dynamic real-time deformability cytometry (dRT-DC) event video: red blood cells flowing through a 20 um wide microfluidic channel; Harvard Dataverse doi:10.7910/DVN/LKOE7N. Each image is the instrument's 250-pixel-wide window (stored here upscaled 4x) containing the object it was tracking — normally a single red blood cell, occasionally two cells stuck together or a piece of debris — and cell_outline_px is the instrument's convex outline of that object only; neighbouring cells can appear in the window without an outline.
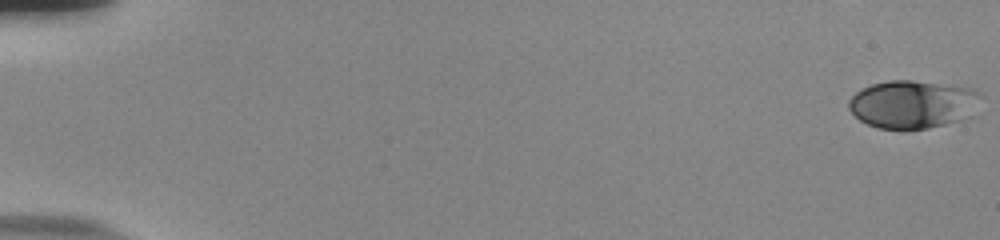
{"species": "human", "species_latin": "Homo sapiens", "temperature_condition": "room temperature", "stored_images_in_passage": 55, "camera_frame_rate_fps": 3000, "um_per_image_px": 0.085, "donor": {"sex": "male"}, "frame": {"image": 1, "passage_image": 1, "time_ms": 0.0, "image_size_px": [1000, 240], "cell_outline_px": [[984, 96], [960, 120], [928, 128], [876, 128], [860, 120], [848, 108], [848, 100], [856, 92], [872, 84], [888, 80], [912, 80], [976, 88]], "centroid_in_image_um": [77.55, 8.83], "position_along_channel_um": 7.4, "area_um2": 36.47}}
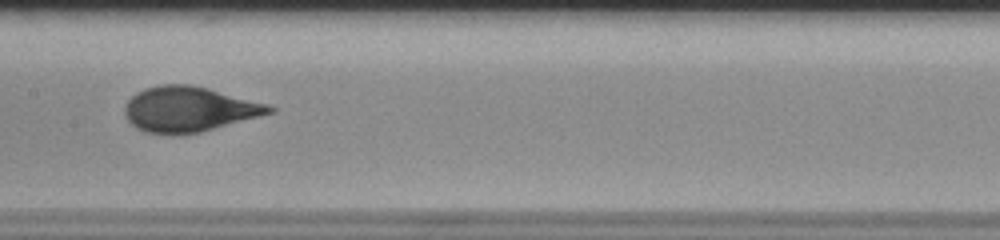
{"frame": {"image": 2, "passage_image": 30, "time_ms": 9.667, "image_size_px": [1000, 240], "cell_outline_px": [[276, 112], [200, 132], [172, 136], [144, 132], [136, 128], [124, 116], [124, 108], [128, 100], [136, 92], [144, 88], [160, 84], [192, 84], [208, 88], [268, 104], [276, 108]], "centroid_in_image_um": [16.04, 9.29], "position_along_channel_um": 191.4, "area_um2": 38.49}}
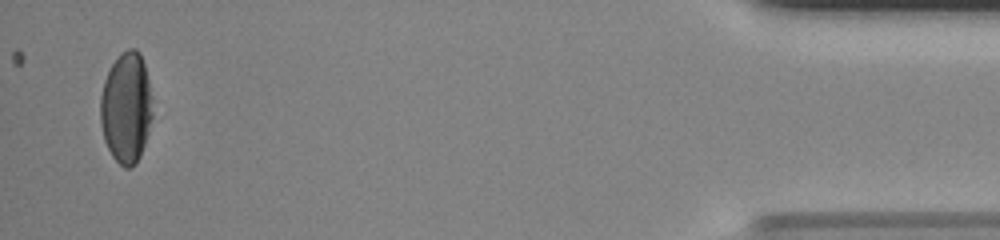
{"frame": {"image": 3, "passage_image": 54, "time_ms": 17.667, "image_size_px": [1000, 240], "cell_outline_px": [[152, 116], [144, 144], [140, 156], [136, 164], [132, 168], [124, 168], [112, 156], [104, 140], [100, 124], [100, 96], [104, 80], [112, 64], [128, 48], [136, 48], [140, 52], [144, 64], [148, 80], [152, 100]], "centroid_in_image_um": [10.72, 9.18], "position_along_channel_um": 424.5, "area_um2": 33.64}, "authors_computed_cell_mechanics": {"area_um2": 37.1654, "velocity_mm_per_s": 3.8152, "shape_relaxation_time_tau1_ms": 8.5908, "shape_relaxation_time_tau2_ms": null, "deformation_change_tau1": 0.2668, "deformation_change_tau2": null}}